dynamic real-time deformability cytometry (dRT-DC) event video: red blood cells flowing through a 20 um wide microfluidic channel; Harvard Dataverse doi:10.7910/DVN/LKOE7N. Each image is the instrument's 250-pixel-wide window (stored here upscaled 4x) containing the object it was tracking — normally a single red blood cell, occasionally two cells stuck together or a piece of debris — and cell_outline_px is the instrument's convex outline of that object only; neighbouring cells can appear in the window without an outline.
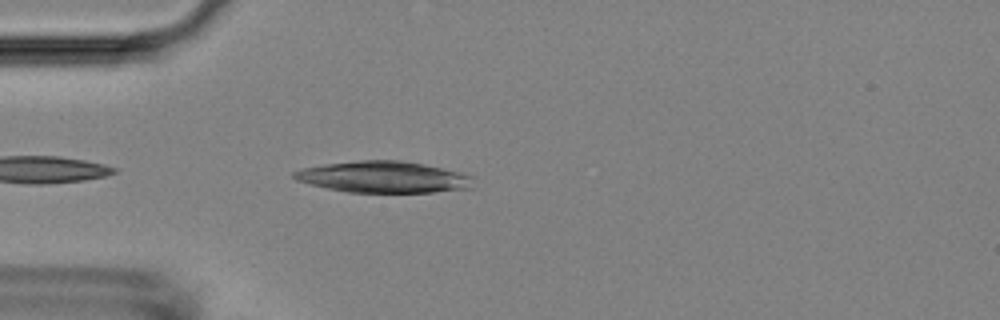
{"species": "Egyptian fruit bat (a non-hibernating species)", "species_latin": "Rousettus aegyptiacus", "temperature_condition": "room temperature", "stored_images_in_passage": 18, "camera_frame_rate_fps": 3000, "um_per_image_px": 0.085, "animal": {"sex": "female"}, "frame": {"image": 1, "passage_image": 3, "time_ms": 0.667, "image_size_px": [1000, 320], "cell_outline_px": [[476, 188], [432, 192], [348, 192], [328, 188], [296, 180], [292, 176], [292, 172], [300, 168], [324, 164], [360, 160], [400, 160], [424, 164], [460, 172], [472, 176]], "centroid_in_image_um": [32.63, 15.04], "position_along_channel_um": 52.4, "area_um2": 32.95}}
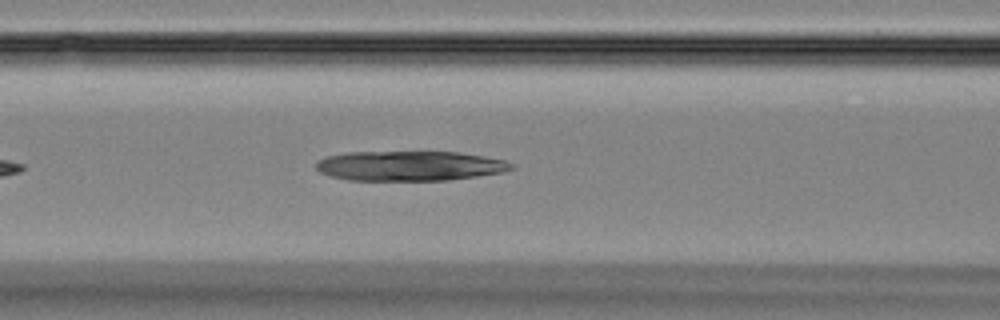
{"frame": {"image": 2, "passage_image": 10, "time_ms": 3.0, "image_size_px": [1000, 320], "cell_outline_px": [[516, 168], [504, 172], [448, 180], [348, 180], [328, 176], [320, 172], [316, 168], [316, 160], [324, 156], [348, 152], [456, 152], [484, 156], [504, 160], [516, 164]], "centroid_in_image_um": [34.81, 14.1], "position_along_channel_um": 131.8, "area_um2": 34.22}}